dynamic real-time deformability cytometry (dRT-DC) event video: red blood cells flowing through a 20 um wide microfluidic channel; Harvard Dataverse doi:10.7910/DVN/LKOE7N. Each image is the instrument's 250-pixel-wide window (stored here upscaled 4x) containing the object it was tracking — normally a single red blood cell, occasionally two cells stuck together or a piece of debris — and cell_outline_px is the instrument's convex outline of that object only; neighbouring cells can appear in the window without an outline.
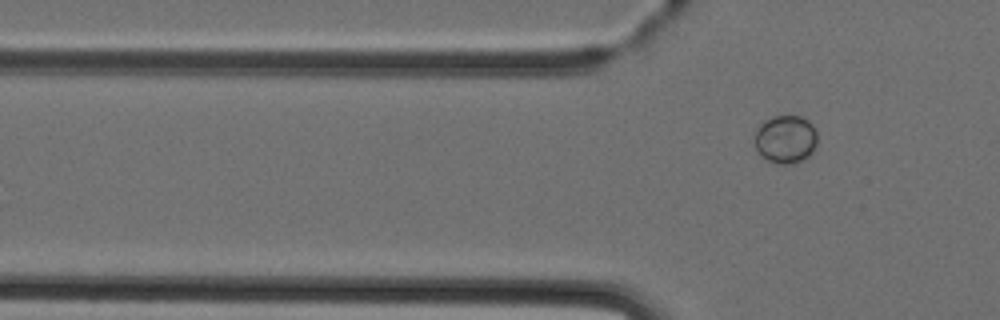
{"species": "Egyptian fruit bat (a non-hibernating species)", "species_latin": "Rousettus aegyptiacus", "temperature_condition": "cold", "stored_images_in_passage": 6, "camera_frame_rate_fps": 3000, "um_per_image_px": 0.085, "animal": {"sex": "female"}, "frame": {"image": 1, "passage_image": 6, "time_ms": 6.667, "image_size_px": [1000, 320], "cell_outline_px": [[816, 144], [812, 152], [808, 156], [792, 164], [776, 164], [760, 156], [756, 148], [756, 128], [764, 120], [772, 116], [800, 116], [808, 120], [812, 124], [816, 132]], "centroid_in_image_um": [66.76, 11.83], "position_along_channel_um": 59.0, "area_um2": 17.57}}